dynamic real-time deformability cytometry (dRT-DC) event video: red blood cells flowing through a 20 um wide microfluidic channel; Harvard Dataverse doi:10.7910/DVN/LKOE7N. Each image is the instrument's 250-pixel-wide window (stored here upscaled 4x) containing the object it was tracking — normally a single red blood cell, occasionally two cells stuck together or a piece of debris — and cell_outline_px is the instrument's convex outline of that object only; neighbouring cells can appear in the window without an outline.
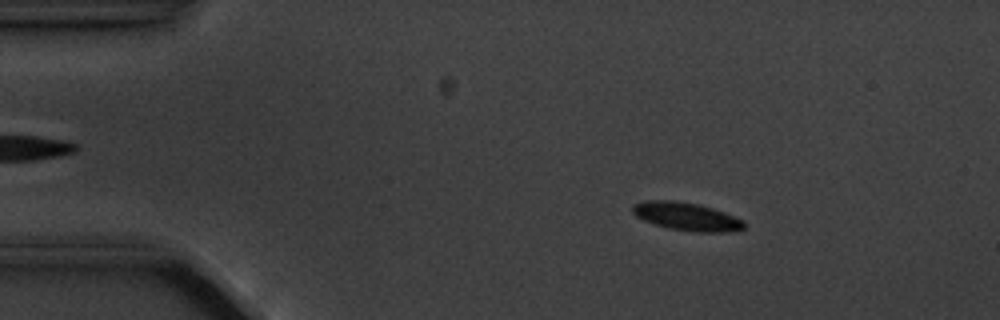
{"species": "common noctule bat (a hibernating species)", "species_latin": "Nyctalus noctula", "temperature_condition": "cold", "stored_images_in_passage": 3, "camera_frame_rate_fps": 3000, "um_per_image_px": 0.085, "animal": {"sex": "male", "body_mass_g": 20.1, "forearm_length_mm": 53.5}, "frame": {"image": 1, "passage_image": 2, "time_ms": 1.0, "image_size_px": [1000, 320], "cell_outline_px": [[744, 228], [724, 232], [696, 232], [668, 228], [644, 220], [636, 216], [632, 212], [632, 204], [644, 200], [676, 200], [696, 204], [712, 208], [724, 212], [744, 220]], "centroid_in_image_um": [58.32, 18.39], "position_along_channel_um": 26.7, "area_um2": 18.15}}